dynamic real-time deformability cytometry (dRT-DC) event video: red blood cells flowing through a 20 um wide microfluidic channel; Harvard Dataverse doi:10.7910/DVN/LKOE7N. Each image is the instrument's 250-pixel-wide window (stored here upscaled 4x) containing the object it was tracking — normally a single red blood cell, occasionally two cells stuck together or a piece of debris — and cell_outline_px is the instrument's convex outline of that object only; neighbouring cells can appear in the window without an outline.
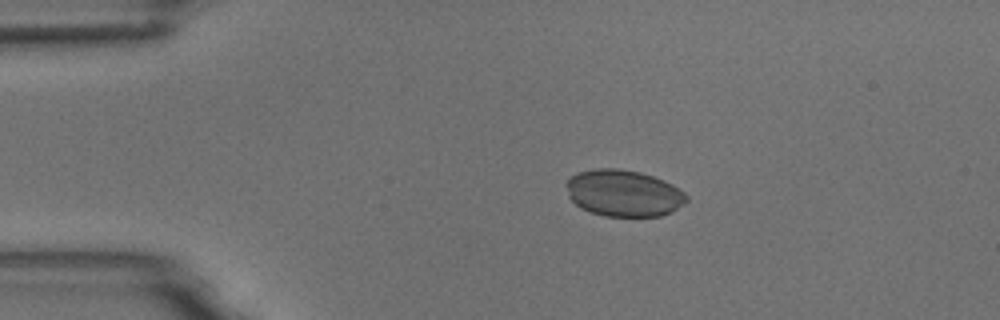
{"species": "common noctule bat (a hibernating species)", "species_latin": "Nyctalus noctula", "temperature_condition": "room temperature", "stored_images_in_passage": 3, "camera_frame_rate_fps": 3000, "um_per_image_px": 0.085, "animal": {"sex": "male", "body_mass_g": 18.8}, "frame": {"image": 1, "passage_image": 1, "time_ms": 0.0, "image_size_px": [1000, 320], "cell_outline_px": [[688, 200], [672, 212], [660, 216], [604, 216], [580, 208], [568, 196], [564, 184], [576, 172], [596, 168], [620, 168], [640, 172], [664, 180], [672, 184], [684, 192], [688, 196]], "centroid_in_image_um": [52.99, 16.41], "position_along_channel_um": 32.0, "area_um2": 32.89}}
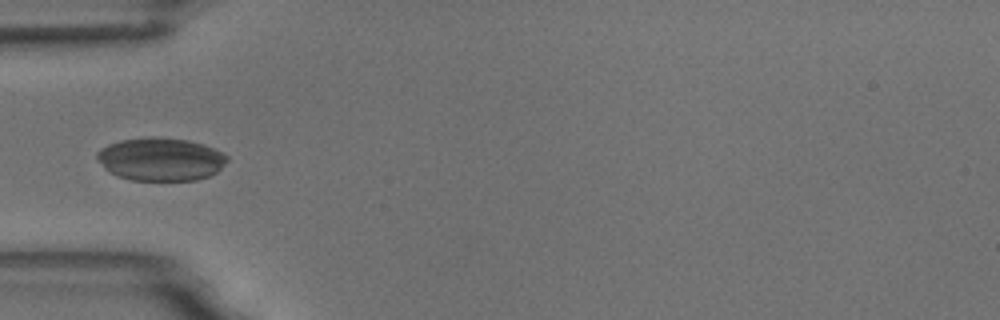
{"frame": {"image": 2, "passage_image": 3, "time_ms": 2.333, "image_size_px": [1000, 320], "cell_outline_px": [[228, 160], [216, 172], [208, 176], [196, 180], [132, 180], [116, 176], [104, 168], [96, 156], [96, 152], [100, 148], [108, 144], [120, 140], [152, 136], [188, 140], [204, 144], [228, 156]], "centroid_in_image_um": [13.63, 13.52], "position_along_channel_um": 71.4, "area_um2": 32.66}}